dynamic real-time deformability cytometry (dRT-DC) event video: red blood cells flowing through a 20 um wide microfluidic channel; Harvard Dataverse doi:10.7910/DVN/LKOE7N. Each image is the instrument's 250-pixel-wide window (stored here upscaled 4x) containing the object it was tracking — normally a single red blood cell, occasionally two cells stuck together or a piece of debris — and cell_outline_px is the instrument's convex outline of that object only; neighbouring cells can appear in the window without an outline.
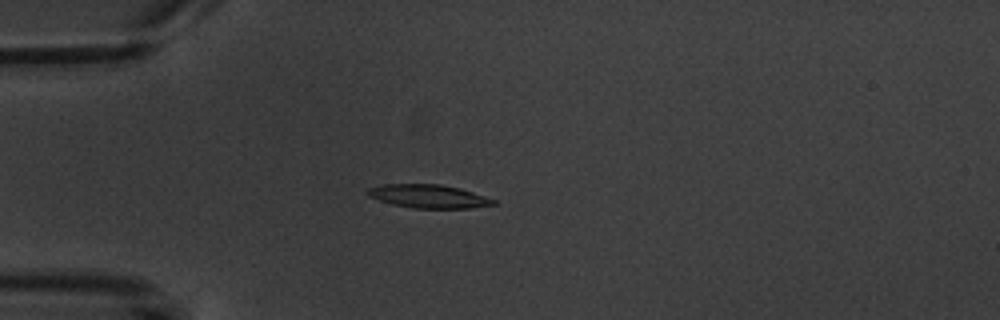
{"species": "common noctule bat (a hibernating species)", "species_latin": "Nyctalus noctula", "temperature_condition": "warm", "stored_images_in_passage": 5, "camera_frame_rate_fps": 3000, "um_per_image_px": 0.085, "animal": {"sex": "male", "body_mass_g": 20.1, "forearm_length_mm": 53.5}, "frame": {"image": 1, "passage_image": 5, "time_ms": 5.0, "image_size_px": [1000, 320], "cell_outline_px": [[496, 204], [468, 208], [412, 208], [392, 204], [368, 196], [364, 192], [368, 188], [384, 184], [440, 184], [460, 188], [496, 200]], "centroid_in_image_um": [36.39, 16.68], "position_along_channel_um": 48.6, "area_um2": 17.11}}